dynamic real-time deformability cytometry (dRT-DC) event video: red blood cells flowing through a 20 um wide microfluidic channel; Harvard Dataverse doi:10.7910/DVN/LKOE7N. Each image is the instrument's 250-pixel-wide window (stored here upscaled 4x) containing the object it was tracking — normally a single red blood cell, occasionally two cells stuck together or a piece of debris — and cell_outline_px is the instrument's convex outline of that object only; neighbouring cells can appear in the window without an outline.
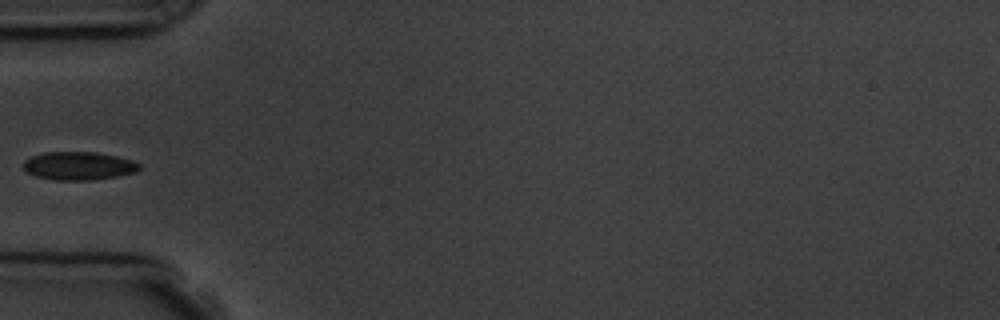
{"species": "common noctule bat (a hibernating species)", "species_latin": "Nyctalus noctula", "temperature_condition": "room temperature", "stored_images_in_passage": 4, "camera_frame_rate_fps": 3000, "um_per_image_px": 0.085, "animal": {"sex": "male", "body_mass_g": 19.5, "forearm_length_mm": 54.6}, "frame": {"image": 1, "passage_image": 3, "time_ms": 3.333, "image_size_px": [1000, 320], "cell_outline_px": [[140, 168], [136, 172], [116, 176], [92, 180], [52, 180], [36, 176], [28, 172], [24, 168], [24, 160], [32, 156], [44, 152], [96, 152], [116, 156], [132, 160], [140, 164]], "centroid_in_image_um": [6.69, 14.1], "position_along_channel_um": 78.3, "area_um2": 19.02}}